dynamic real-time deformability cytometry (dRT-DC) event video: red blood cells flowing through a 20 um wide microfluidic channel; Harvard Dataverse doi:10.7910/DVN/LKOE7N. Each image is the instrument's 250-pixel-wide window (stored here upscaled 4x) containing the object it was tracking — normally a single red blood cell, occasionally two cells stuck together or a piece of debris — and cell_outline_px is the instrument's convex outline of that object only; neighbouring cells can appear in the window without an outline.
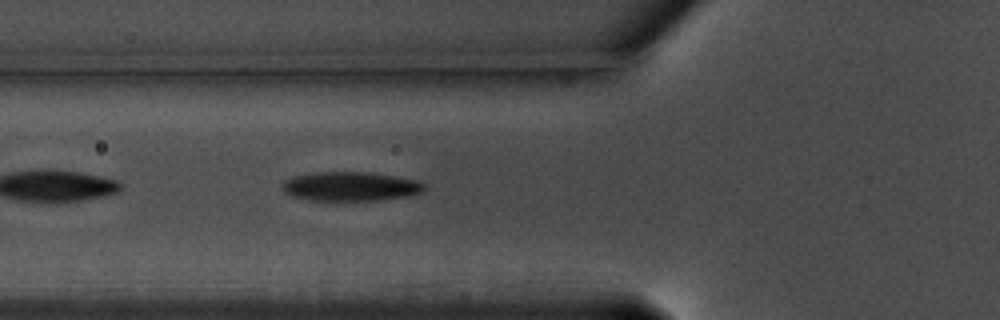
{"species": "common noctule bat (a hibernating species)", "species_latin": "Nyctalus noctula", "temperature_condition": "warm", "stored_images_in_passage": 40, "camera_frame_rate_fps": 3000, "um_per_image_px": 0.085, "animal": {"sex": "male", "body_mass_g": 17.5, "forearm_length_mm": 52.3}, "frame": {"image": 1, "passage_image": 4, "time_ms": 1.0, "image_size_px": [1000, 320], "cell_outline_px": [[428, 188], [424, 192], [404, 196], [376, 200], [308, 200], [292, 196], [284, 192], [284, 180], [296, 176], [320, 172], [364, 172], [420, 180]], "centroid_in_image_um": [29.84, 15.85], "position_along_channel_um": 96.0, "area_um2": 23.81}}
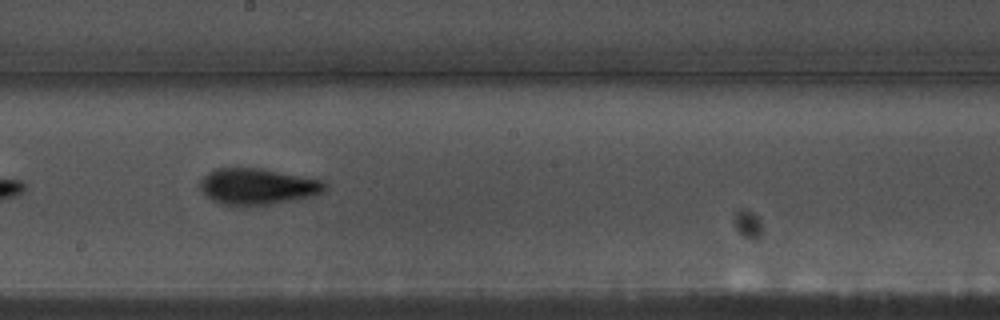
{"frame": {"image": 2, "passage_image": 15, "time_ms": 4.667, "image_size_px": [1000, 320], "cell_outline_px": [[328, 184], [320, 192], [312, 196], [272, 204], [244, 208], [220, 204], [212, 200], [200, 188], [200, 180], [208, 172], [216, 168], [260, 168], [320, 180]], "centroid_in_image_um": [21.82, 15.88], "position_along_channel_um": 226.4, "area_um2": 26.41}}
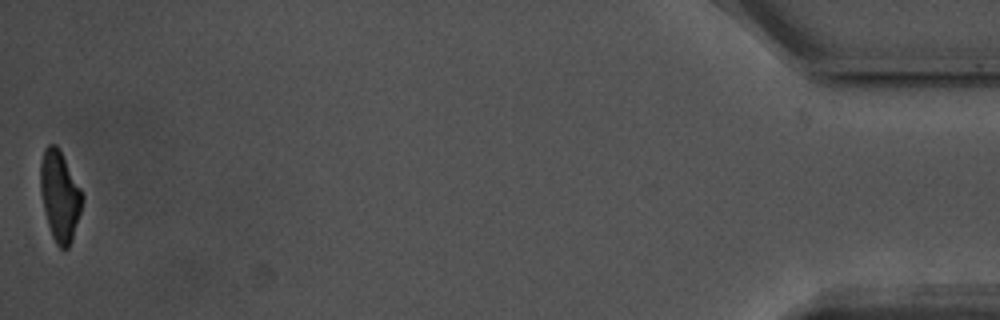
{"frame": {"image": 3, "passage_image": 40, "time_ms": 13.0, "image_size_px": [1000, 320], "cell_outline_px": [[80, 212], [72, 240], [68, 248], [60, 248], [56, 244], [52, 236], [48, 224], [40, 192], [40, 164], [44, 148], [48, 144], [56, 144], [60, 148], [80, 188]], "centroid_in_image_um": [5.04, 16.61], "position_along_channel_um": 430.2, "area_um2": 21.62}, "authors_computed_cell_mechanics": {"area_um2": 24.0448, "velocity_mm_per_s": 3.5581, "shape_relaxation_time_tau1_ms": 2.8861, "shape_relaxation_time_tau2_ms": 1.6692, "deformation_change_tau1": 0.1421, "deformation_change_tau2": 0.0789}}